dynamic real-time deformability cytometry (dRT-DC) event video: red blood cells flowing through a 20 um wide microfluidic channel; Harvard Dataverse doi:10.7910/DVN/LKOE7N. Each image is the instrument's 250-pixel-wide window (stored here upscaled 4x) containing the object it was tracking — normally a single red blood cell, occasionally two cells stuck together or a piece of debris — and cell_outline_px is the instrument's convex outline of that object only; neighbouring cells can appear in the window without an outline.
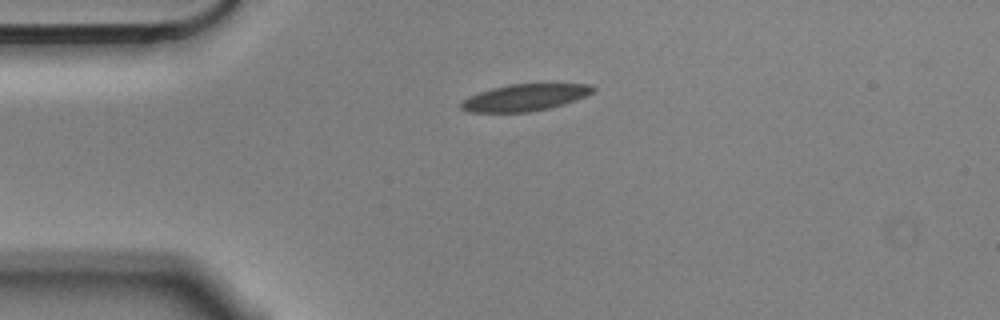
{"species": "Egyptian fruit bat (a non-hibernating species)", "species_latin": "Rousettus aegyptiacus", "temperature_condition": "cold", "stored_images_in_passage": 2, "camera_frame_rate_fps": 3000, "um_per_image_px": 0.085, "animal": {"sex": "male"}, "frame": {"image": 1, "passage_image": 1, "time_ms": 0.0, "image_size_px": [1000, 320], "cell_outline_px": [[596, 88], [592, 92], [576, 100], [564, 104], [548, 108], [528, 112], [468, 112], [460, 108], [460, 104], [468, 96], [492, 88], [508, 84], [592, 84]], "centroid_in_image_um": [44.6, 8.29], "position_along_channel_um": 40.4, "area_um2": 20.46}}